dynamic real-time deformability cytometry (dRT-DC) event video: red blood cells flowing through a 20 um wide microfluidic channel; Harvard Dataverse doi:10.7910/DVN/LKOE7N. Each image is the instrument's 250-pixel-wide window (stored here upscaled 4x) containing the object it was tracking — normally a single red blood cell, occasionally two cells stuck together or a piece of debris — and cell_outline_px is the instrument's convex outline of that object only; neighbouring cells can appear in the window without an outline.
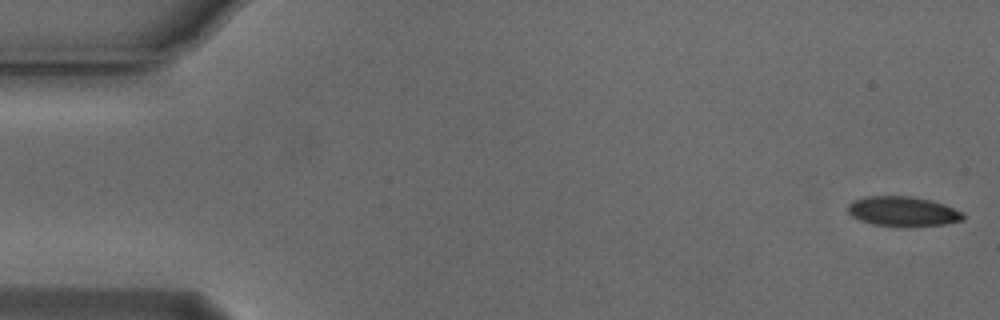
{"species": "Egyptian fruit bat (a non-hibernating species)", "species_latin": "Rousettus aegyptiacus", "temperature_condition": "cold", "stored_images_in_passage": 54, "camera_frame_rate_fps": 3000, "um_per_image_px": 0.085, "animal": {"sex": "male"}, "frame": {"image": 1, "passage_image": 1, "time_ms": 0.0, "image_size_px": [1000, 320], "cell_outline_px": [[964, 220], [944, 224], [908, 228], [904, 228], [872, 224], [860, 220], [852, 216], [848, 212], [848, 204], [852, 200], [868, 196], [908, 196], [928, 200], [944, 204], [960, 212], [964, 216]], "centroid_in_image_um": [76.71, 17.99], "position_along_channel_um": 8.3, "area_um2": 20.17}}
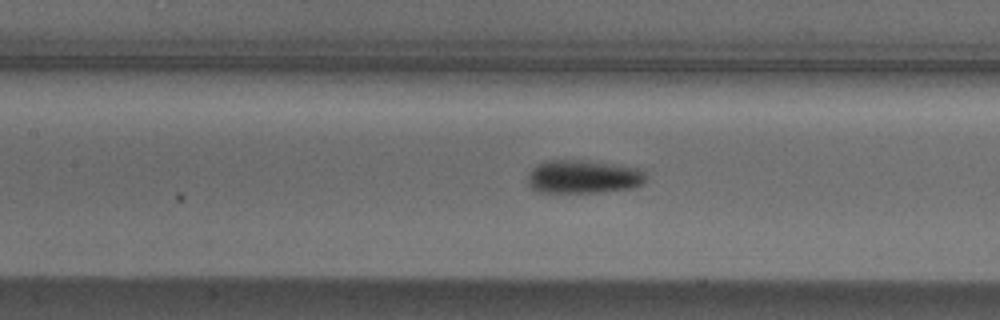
{"frame": {"image": 2, "passage_image": 24, "time_ms": 7.667, "image_size_px": [1000, 320], "cell_outline_px": [[648, 176], [644, 184], [632, 188], [600, 192], [536, 192], [528, 184], [528, 172], [536, 164], [548, 160], [584, 160], [644, 168]], "centroid_in_image_um": [49.63, 15.01], "position_along_channel_um": 157.8, "area_um2": 23.47}}
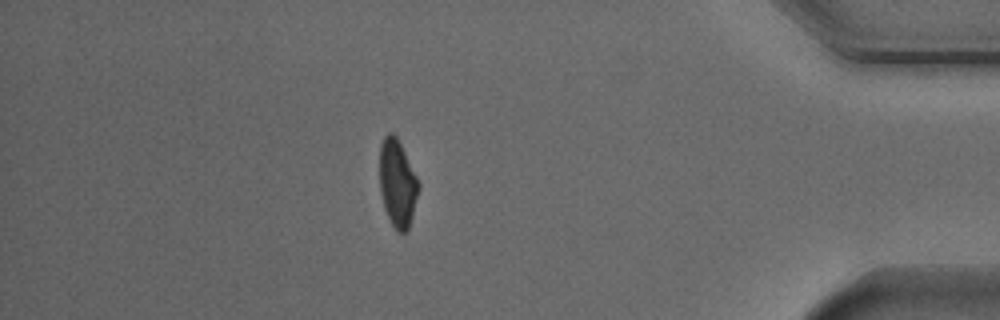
{"frame": {"image": 3, "passage_image": 47, "time_ms": 15.333, "image_size_px": [1000, 320], "cell_outline_px": [[420, 188], [412, 216], [408, 228], [404, 232], [396, 232], [384, 208], [380, 192], [380, 144], [384, 136], [388, 132], [392, 132], [396, 136], [420, 184]], "centroid_in_image_um": [33.77, 15.58], "position_along_channel_um": 401.4, "area_um2": 19.65}, "authors_computed_cell_mechanics": {"area_um2": 21.1837, "velocity_mm_per_s": 3.7575, "shape_relaxation_time_tau1_ms": 3.1075, "shape_relaxation_time_tau2_ms": null, "deformation_change_tau1": 0.1214, "deformation_change_tau2": null}}